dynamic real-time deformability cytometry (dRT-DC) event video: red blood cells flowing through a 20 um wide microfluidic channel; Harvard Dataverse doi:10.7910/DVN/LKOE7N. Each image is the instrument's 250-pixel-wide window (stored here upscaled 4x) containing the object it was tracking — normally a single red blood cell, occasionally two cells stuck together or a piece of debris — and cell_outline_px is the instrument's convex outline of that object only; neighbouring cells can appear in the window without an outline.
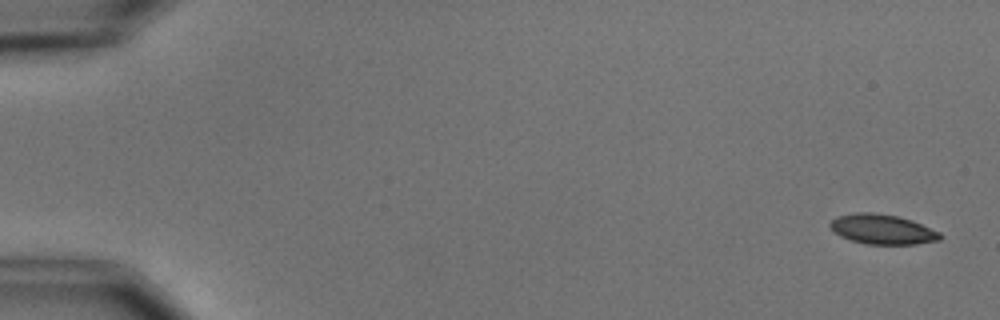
{"species": "common noctule bat (a hibernating species)", "species_latin": "Nyctalus noctula", "temperature_condition": "cold", "stored_images_in_passage": 3, "camera_frame_rate_fps": 3000, "um_per_image_px": 0.085, "animal": {"sex": "male", "body_mass_g": 15.6}, "frame": {"image": 1, "passage_image": 1, "time_ms": 0.0, "image_size_px": [1000, 320], "cell_outline_px": [[944, 236], [940, 240], [916, 244], [864, 244], [840, 236], [828, 224], [836, 216], [856, 212], [872, 212], [896, 216], [912, 220], [940, 232]], "centroid_in_image_um": [75.02, 19.49], "position_along_channel_um": 10.0, "area_um2": 19.13}}